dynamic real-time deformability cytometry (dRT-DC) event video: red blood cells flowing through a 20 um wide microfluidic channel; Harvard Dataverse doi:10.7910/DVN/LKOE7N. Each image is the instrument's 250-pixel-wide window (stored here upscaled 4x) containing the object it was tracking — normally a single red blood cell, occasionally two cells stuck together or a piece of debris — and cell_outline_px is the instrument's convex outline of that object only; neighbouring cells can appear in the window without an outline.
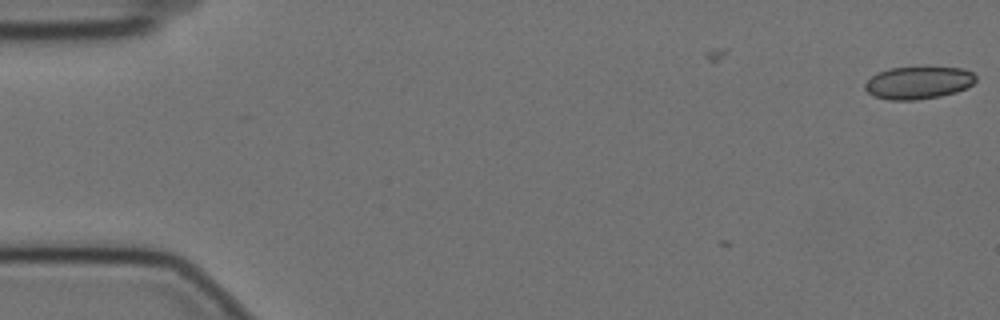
{"species": "Egyptian fruit bat (a non-hibernating species)", "species_latin": "Rousettus aegyptiacus", "temperature_condition": "cold", "stored_images_in_passage": 6, "camera_frame_rate_fps": 3000, "um_per_image_px": 0.085, "animal": {"sex": "female"}, "frame": {"image": 1, "passage_image": 6, "time_ms": 1.667, "image_size_px": [1000, 320], "cell_outline_px": [[976, 80], [972, 84], [956, 92], [940, 96], [916, 100], [888, 100], [872, 96], [864, 88], [864, 84], [876, 72], [888, 68], [964, 68], [972, 72], [976, 76]], "centroid_in_image_um": [78.02, 7.04], "position_along_channel_um": 7.0, "area_um2": 20.92}}